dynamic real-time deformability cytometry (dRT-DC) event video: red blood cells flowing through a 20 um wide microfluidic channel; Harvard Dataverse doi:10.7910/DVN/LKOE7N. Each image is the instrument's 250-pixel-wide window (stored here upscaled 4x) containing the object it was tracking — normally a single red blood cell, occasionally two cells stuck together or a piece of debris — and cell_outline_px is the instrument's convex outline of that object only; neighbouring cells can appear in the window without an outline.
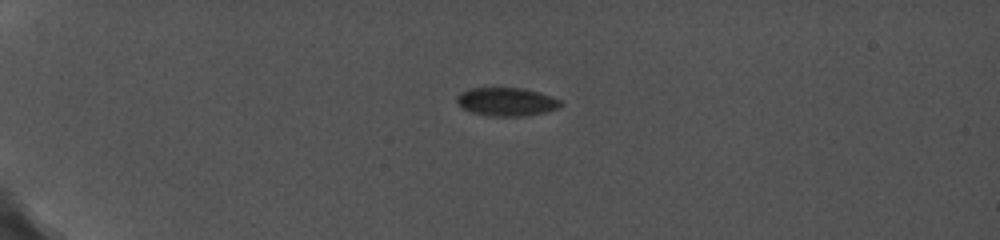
{"species": "common noctule bat (a hibernating species)", "species_latin": "Nyctalus noctula", "temperature_condition": "cold", "stored_images_in_passage": 5, "camera_frame_rate_fps": 5000, "um_per_image_px": 0.085, "animal": {"sex": "female", "body_mass_g": 19.0, "forearm_length_mm": 56.7}, "frame": {"image": 1, "passage_image": 1, "time_ms": 0.0, "image_size_px": [1000, 240], "cell_outline_px": [[564, 104], [560, 108], [544, 112], [524, 116], [488, 116], [472, 112], [460, 108], [456, 100], [456, 96], [460, 92], [468, 88], [524, 88], [540, 92], [560, 100]], "centroid_in_image_um": [43.04, 8.65], "position_along_channel_um": 42.0, "area_um2": 17.4}}
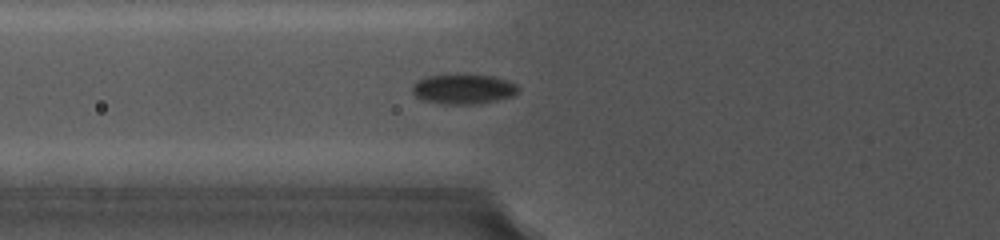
{"frame": {"image": 2, "passage_image": 5, "time_ms": 2.8, "image_size_px": [1000, 240], "cell_outline_px": [[520, 92], [512, 96], [480, 104], [444, 104], [424, 100], [416, 96], [412, 92], [412, 84], [416, 80], [428, 76], [448, 72], [456, 72], [492, 76], [508, 80], [516, 84], [520, 88]], "centroid_in_image_um": [39.38, 7.52], "position_along_channel_um": 86.4, "area_um2": 19.25}}